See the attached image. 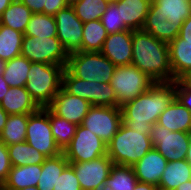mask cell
<instances>
[{"mask_svg":"<svg viewBox=\"0 0 191 190\" xmlns=\"http://www.w3.org/2000/svg\"><path fill=\"white\" fill-rule=\"evenodd\" d=\"M137 177L132 166L113 165L105 184L112 190H134Z\"/></svg>","mask_w":191,"mask_h":190,"instance_id":"836d02e7","label":"cell"},{"mask_svg":"<svg viewBox=\"0 0 191 190\" xmlns=\"http://www.w3.org/2000/svg\"><path fill=\"white\" fill-rule=\"evenodd\" d=\"M81 0H66L67 6H73L74 4L80 2Z\"/></svg>","mask_w":191,"mask_h":190,"instance_id":"816d5d0a","label":"cell"},{"mask_svg":"<svg viewBox=\"0 0 191 190\" xmlns=\"http://www.w3.org/2000/svg\"><path fill=\"white\" fill-rule=\"evenodd\" d=\"M53 190H81L79 180L70 165L59 175Z\"/></svg>","mask_w":191,"mask_h":190,"instance_id":"74e56055","label":"cell"},{"mask_svg":"<svg viewBox=\"0 0 191 190\" xmlns=\"http://www.w3.org/2000/svg\"><path fill=\"white\" fill-rule=\"evenodd\" d=\"M14 0H0V16Z\"/></svg>","mask_w":191,"mask_h":190,"instance_id":"7dc6e473","label":"cell"},{"mask_svg":"<svg viewBox=\"0 0 191 190\" xmlns=\"http://www.w3.org/2000/svg\"><path fill=\"white\" fill-rule=\"evenodd\" d=\"M79 180L81 190H93L109 176L113 161L108 155L85 162H69Z\"/></svg>","mask_w":191,"mask_h":190,"instance_id":"5bb4252c","label":"cell"},{"mask_svg":"<svg viewBox=\"0 0 191 190\" xmlns=\"http://www.w3.org/2000/svg\"><path fill=\"white\" fill-rule=\"evenodd\" d=\"M108 4L116 3L118 0H105Z\"/></svg>","mask_w":191,"mask_h":190,"instance_id":"11a10c76","label":"cell"},{"mask_svg":"<svg viewBox=\"0 0 191 190\" xmlns=\"http://www.w3.org/2000/svg\"><path fill=\"white\" fill-rule=\"evenodd\" d=\"M24 34L0 24V59L4 62L21 55Z\"/></svg>","mask_w":191,"mask_h":190,"instance_id":"f546056e","label":"cell"},{"mask_svg":"<svg viewBox=\"0 0 191 190\" xmlns=\"http://www.w3.org/2000/svg\"><path fill=\"white\" fill-rule=\"evenodd\" d=\"M82 52H101L108 33L101 20L83 23Z\"/></svg>","mask_w":191,"mask_h":190,"instance_id":"83f0119b","label":"cell"},{"mask_svg":"<svg viewBox=\"0 0 191 190\" xmlns=\"http://www.w3.org/2000/svg\"><path fill=\"white\" fill-rule=\"evenodd\" d=\"M26 5L33 13H42L44 6H46V0H20Z\"/></svg>","mask_w":191,"mask_h":190,"instance_id":"b9f144b4","label":"cell"},{"mask_svg":"<svg viewBox=\"0 0 191 190\" xmlns=\"http://www.w3.org/2000/svg\"><path fill=\"white\" fill-rule=\"evenodd\" d=\"M152 0H118L121 21L129 30H141L149 12Z\"/></svg>","mask_w":191,"mask_h":190,"instance_id":"44dd1931","label":"cell"},{"mask_svg":"<svg viewBox=\"0 0 191 190\" xmlns=\"http://www.w3.org/2000/svg\"><path fill=\"white\" fill-rule=\"evenodd\" d=\"M20 190H39V188L37 186H30V187H25L23 189Z\"/></svg>","mask_w":191,"mask_h":190,"instance_id":"db71d44e","label":"cell"},{"mask_svg":"<svg viewBox=\"0 0 191 190\" xmlns=\"http://www.w3.org/2000/svg\"><path fill=\"white\" fill-rule=\"evenodd\" d=\"M167 162V159L153 147L132 168L139 182L159 186Z\"/></svg>","mask_w":191,"mask_h":190,"instance_id":"ac0fdd59","label":"cell"},{"mask_svg":"<svg viewBox=\"0 0 191 190\" xmlns=\"http://www.w3.org/2000/svg\"><path fill=\"white\" fill-rule=\"evenodd\" d=\"M186 160L191 165V138H190V143H189V147L187 151Z\"/></svg>","mask_w":191,"mask_h":190,"instance_id":"f907efd6","label":"cell"},{"mask_svg":"<svg viewBox=\"0 0 191 190\" xmlns=\"http://www.w3.org/2000/svg\"><path fill=\"white\" fill-rule=\"evenodd\" d=\"M67 6L66 0H46L43 14L55 16V14Z\"/></svg>","mask_w":191,"mask_h":190,"instance_id":"60d3db41","label":"cell"},{"mask_svg":"<svg viewBox=\"0 0 191 190\" xmlns=\"http://www.w3.org/2000/svg\"><path fill=\"white\" fill-rule=\"evenodd\" d=\"M149 11H156V14L184 15L186 20L191 16V0H152Z\"/></svg>","mask_w":191,"mask_h":190,"instance_id":"d590c367","label":"cell"},{"mask_svg":"<svg viewBox=\"0 0 191 190\" xmlns=\"http://www.w3.org/2000/svg\"><path fill=\"white\" fill-rule=\"evenodd\" d=\"M62 88L67 93L88 101L91 106L117 107V98L110 83L83 80L74 77L65 68Z\"/></svg>","mask_w":191,"mask_h":190,"instance_id":"52a82bcc","label":"cell"},{"mask_svg":"<svg viewBox=\"0 0 191 190\" xmlns=\"http://www.w3.org/2000/svg\"><path fill=\"white\" fill-rule=\"evenodd\" d=\"M4 67H5V62L0 59V75L3 74Z\"/></svg>","mask_w":191,"mask_h":190,"instance_id":"f5cc1de1","label":"cell"},{"mask_svg":"<svg viewBox=\"0 0 191 190\" xmlns=\"http://www.w3.org/2000/svg\"><path fill=\"white\" fill-rule=\"evenodd\" d=\"M155 82H172L168 44L150 33L132 30V62Z\"/></svg>","mask_w":191,"mask_h":190,"instance_id":"7a4b0ae2","label":"cell"},{"mask_svg":"<svg viewBox=\"0 0 191 190\" xmlns=\"http://www.w3.org/2000/svg\"><path fill=\"white\" fill-rule=\"evenodd\" d=\"M122 122L121 107L91 106L81 125L107 145L118 132Z\"/></svg>","mask_w":191,"mask_h":190,"instance_id":"30bf717a","label":"cell"},{"mask_svg":"<svg viewBox=\"0 0 191 190\" xmlns=\"http://www.w3.org/2000/svg\"><path fill=\"white\" fill-rule=\"evenodd\" d=\"M134 190H159V187L149 183L137 182Z\"/></svg>","mask_w":191,"mask_h":190,"instance_id":"ee69618b","label":"cell"},{"mask_svg":"<svg viewBox=\"0 0 191 190\" xmlns=\"http://www.w3.org/2000/svg\"><path fill=\"white\" fill-rule=\"evenodd\" d=\"M176 98L175 82H155L145 93L121 106L123 123L134 131L150 134L152 125Z\"/></svg>","mask_w":191,"mask_h":190,"instance_id":"6da1fadb","label":"cell"},{"mask_svg":"<svg viewBox=\"0 0 191 190\" xmlns=\"http://www.w3.org/2000/svg\"><path fill=\"white\" fill-rule=\"evenodd\" d=\"M65 67L31 62L25 87L40 108L48 107L62 88Z\"/></svg>","mask_w":191,"mask_h":190,"instance_id":"277c9868","label":"cell"},{"mask_svg":"<svg viewBox=\"0 0 191 190\" xmlns=\"http://www.w3.org/2000/svg\"><path fill=\"white\" fill-rule=\"evenodd\" d=\"M153 147L150 134L134 131L122 122L107 144V155L115 165L133 166Z\"/></svg>","mask_w":191,"mask_h":190,"instance_id":"3957f363","label":"cell"},{"mask_svg":"<svg viewBox=\"0 0 191 190\" xmlns=\"http://www.w3.org/2000/svg\"><path fill=\"white\" fill-rule=\"evenodd\" d=\"M0 107L8 115L31 114L40 108L26 87H10L0 102Z\"/></svg>","mask_w":191,"mask_h":190,"instance_id":"ffe728a7","label":"cell"},{"mask_svg":"<svg viewBox=\"0 0 191 190\" xmlns=\"http://www.w3.org/2000/svg\"><path fill=\"white\" fill-rule=\"evenodd\" d=\"M26 142L46 158L62 153L53 138L48 107L39 108L29 115Z\"/></svg>","mask_w":191,"mask_h":190,"instance_id":"9c48e42d","label":"cell"},{"mask_svg":"<svg viewBox=\"0 0 191 190\" xmlns=\"http://www.w3.org/2000/svg\"><path fill=\"white\" fill-rule=\"evenodd\" d=\"M29 115H9L6 125L0 133V141L6 146L25 142Z\"/></svg>","mask_w":191,"mask_h":190,"instance_id":"4316f807","label":"cell"},{"mask_svg":"<svg viewBox=\"0 0 191 190\" xmlns=\"http://www.w3.org/2000/svg\"><path fill=\"white\" fill-rule=\"evenodd\" d=\"M8 114L0 107V133L6 125Z\"/></svg>","mask_w":191,"mask_h":190,"instance_id":"bcb514c9","label":"cell"},{"mask_svg":"<svg viewBox=\"0 0 191 190\" xmlns=\"http://www.w3.org/2000/svg\"><path fill=\"white\" fill-rule=\"evenodd\" d=\"M174 190H191V180H188L182 184H180L176 189Z\"/></svg>","mask_w":191,"mask_h":190,"instance_id":"c3c4849f","label":"cell"},{"mask_svg":"<svg viewBox=\"0 0 191 190\" xmlns=\"http://www.w3.org/2000/svg\"><path fill=\"white\" fill-rule=\"evenodd\" d=\"M173 81L189 78L191 75V41L177 36L168 44Z\"/></svg>","mask_w":191,"mask_h":190,"instance_id":"d6986e66","label":"cell"},{"mask_svg":"<svg viewBox=\"0 0 191 190\" xmlns=\"http://www.w3.org/2000/svg\"><path fill=\"white\" fill-rule=\"evenodd\" d=\"M115 67L101 52L76 51L69 54L65 68L74 77L110 83Z\"/></svg>","mask_w":191,"mask_h":190,"instance_id":"5b68a950","label":"cell"},{"mask_svg":"<svg viewBox=\"0 0 191 190\" xmlns=\"http://www.w3.org/2000/svg\"><path fill=\"white\" fill-rule=\"evenodd\" d=\"M176 99L191 112V80L183 78L175 80Z\"/></svg>","mask_w":191,"mask_h":190,"instance_id":"f35d334b","label":"cell"},{"mask_svg":"<svg viewBox=\"0 0 191 190\" xmlns=\"http://www.w3.org/2000/svg\"><path fill=\"white\" fill-rule=\"evenodd\" d=\"M68 165L69 161L63 152L57 156L45 158L37 185L39 190H53L59 175Z\"/></svg>","mask_w":191,"mask_h":190,"instance_id":"d4e9b609","label":"cell"},{"mask_svg":"<svg viewBox=\"0 0 191 190\" xmlns=\"http://www.w3.org/2000/svg\"><path fill=\"white\" fill-rule=\"evenodd\" d=\"M150 138L154 148L167 161H180L186 159L191 133L182 131L171 132L159 124L152 125Z\"/></svg>","mask_w":191,"mask_h":190,"instance_id":"8fae6325","label":"cell"},{"mask_svg":"<svg viewBox=\"0 0 191 190\" xmlns=\"http://www.w3.org/2000/svg\"><path fill=\"white\" fill-rule=\"evenodd\" d=\"M101 22L108 34L129 30L124 21H121L120 8L115 3L108 5L101 17Z\"/></svg>","mask_w":191,"mask_h":190,"instance_id":"8d00e7d4","label":"cell"},{"mask_svg":"<svg viewBox=\"0 0 191 190\" xmlns=\"http://www.w3.org/2000/svg\"><path fill=\"white\" fill-rule=\"evenodd\" d=\"M57 38L68 54L81 51L83 22L77 17L72 6H66L55 14Z\"/></svg>","mask_w":191,"mask_h":190,"instance_id":"4fadbf2b","label":"cell"},{"mask_svg":"<svg viewBox=\"0 0 191 190\" xmlns=\"http://www.w3.org/2000/svg\"><path fill=\"white\" fill-rule=\"evenodd\" d=\"M188 180H191V165L186 159L168 161L158 187L159 190H174Z\"/></svg>","mask_w":191,"mask_h":190,"instance_id":"cb8c5ba5","label":"cell"},{"mask_svg":"<svg viewBox=\"0 0 191 190\" xmlns=\"http://www.w3.org/2000/svg\"><path fill=\"white\" fill-rule=\"evenodd\" d=\"M31 62L24 56L14 57L5 62L3 78L10 87H25Z\"/></svg>","mask_w":191,"mask_h":190,"instance_id":"f1b7e54d","label":"cell"},{"mask_svg":"<svg viewBox=\"0 0 191 190\" xmlns=\"http://www.w3.org/2000/svg\"><path fill=\"white\" fill-rule=\"evenodd\" d=\"M90 107L91 104L88 101L67 93L63 88L48 106L54 114L75 125L82 124Z\"/></svg>","mask_w":191,"mask_h":190,"instance_id":"2e32d148","label":"cell"},{"mask_svg":"<svg viewBox=\"0 0 191 190\" xmlns=\"http://www.w3.org/2000/svg\"><path fill=\"white\" fill-rule=\"evenodd\" d=\"M21 55L30 62L66 66L69 54L57 37L24 35Z\"/></svg>","mask_w":191,"mask_h":190,"instance_id":"ba28073f","label":"cell"},{"mask_svg":"<svg viewBox=\"0 0 191 190\" xmlns=\"http://www.w3.org/2000/svg\"><path fill=\"white\" fill-rule=\"evenodd\" d=\"M63 153L69 162H88L107 155V145L96 134L78 125Z\"/></svg>","mask_w":191,"mask_h":190,"instance_id":"7c38bea8","label":"cell"},{"mask_svg":"<svg viewBox=\"0 0 191 190\" xmlns=\"http://www.w3.org/2000/svg\"><path fill=\"white\" fill-rule=\"evenodd\" d=\"M178 36L186 41H191V16L183 22Z\"/></svg>","mask_w":191,"mask_h":190,"instance_id":"7bdbcfd3","label":"cell"},{"mask_svg":"<svg viewBox=\"0 0 191 190\" xmlns=\"http://www.w3.org/2000/svg\"><path fill=\"white\" fill-rule=\"evenodd\" d=\"M93 190H112V189L110 186L106 185L105 182H102Z\"/></svg>","mask_w":191,"mask_h":190,"instance_id":"681fc988","label":"cell"},{"mask_svg":"<svg viewBox=\"0 0 191 190\" xmlns=\"http://www.w3.org/2000/svg\"><path fill=\"white\" fill-rule=\"evenodd\" d=\"M24 35L39 37H57V25L54 16L33 13Z\"/></svg>","mask_w":191,"mask_h":190,"instance_id":"d6a6232c","label":"cell"},{"mask_svg":"<svg viewBox=\"0 0 191 190\" xmlns=\"http://www.w3.org/2000/svg\"><path fill=\"white\" fill-rule=\"evenodd\" d=\"M0 190H5L3 185H0Z\"/></svg>","mask_w":191,"mask_h":190,"instance_id":"9f6ffc18","label":"cell"},{"mask_svg":"<svg viewBox=\"0 0 191 190\" xmlns=\"http://www.w3.org/2000/svg\"><path fill=\"white\" fill-rule=\"evenodd\" d=\"M7 147L12 166L42 164L46 158L42 153L30 146L26 141Z\"/></svg>","mask_w":191,"mask_h":190,"instance_id":"4dcf8cb0","label":"cell"},{"mask_svg":"<svg viewBox=\"0 0 191 190\" xmlns=\"http://www.w3.org/2000/svg\"><path fill=\"white\" fill-rule=\"evenodd\" d=\"M184 21V15L156 14V11H149L142 30L169 44L179 35Z\"/></svg>","mask_w":191,"mask_h":190,"instance_id":"9a60e30c","label":"cell"},{"mask_svg":"<svg viewBox=\"0 0 191 190\" xmlns=\"http://www.w3.org/2000/svg\"><path fill=\"white\" fill-rule=\"evenodd\" d=\"M49 120L55 143L63 152L74 137L78 125L57 116L50 109Z\"/></svg>","mask_w":191,"mask_h":190,"instance_id":"1f68e13d","label":"cell"},{"mask_svg":"<svg viewBox=\"0 0 191 190\" xmlns=\"http://www.w3.org/2000/svg\"><path fill=\"white\" fill-rule=\"evenodd\" d=\"M157 124L171 132L191 133V112L175 98L159 116Z\"/></svg>","mask_w":191,"mask_h":190,"instance_id":"7402d4cb","label":"cell"},{"mask_svg":"<svg viewBox=\"0 0 191 190\" xmlns=\"http://www.w3.org/2000/svg\"><path fill=\"white\" fill-rule=\"evenodd\" d=\"M108 5L105 0H81L72 7L77 17L85 23L88 21L101 20Z\"/></svg>","mask_w":191,"mask_h":190,"instance_id":"e575fe53","label":"cell"},{"mask_svg":"<svg viewBox=\"0 0 191 190\" xmlns=\"http://www.w3.org/2000/svg\"><path fill=\"white\" fill-rule=\"evenodd\" d=\"M33 12L20 0H14L0 16V24L24 34Z\"/></svg>","mask_w":191,"mask_h":190,"instance_id":"484cf974","label":"cell"},{"mask_svg":"<svg viewBox=\"0 0 191 190\" xmlns=\"http://www.w3.org/2000/svg\"><path fill=\"white\" fill-rule=\"evenodd\" d=\"M101 53L115 66L131 65L132 30L108 34Z\"/></svg>","mask_w":191,"mask_h":190,"instance_id":"e0dca14e","label":"cell"},{"mask_svg":"<svg viewBox=\"0 0 191 190\" xmlns=\"http://www.w3.org/2000/svg\"><path fill=\"white\" fill-rule=\"evenodd\" d=\"M9 88L10 86L8 85V83L4 80L3 76L0 75V102L8 92Z\"/></svg>","mask_w":191,"mask_h":190,"instance_id":"f6af8a7d","label":"cell"},{"mask_svg":"<svg viewBox=\"0 0 191 190\" xmlns=\"http://www.w3.org/2000/svg\"><path fill=\"white\" fill-rule=\"evenodd\" d=\"M11 168L8 147L0 141V185L7 180Z\"/></svg>","mask_w":191,"mask_h":190,"instance_id":"ab89813d","label":"cell"},{"mask_svg":"<svg viewBox=\"0 0 191 190\" xmlns=\"http://www.w3.org/2000/svg\"><path fill=\"white\" fill-rule=\"evenodd\" d=\"M154 83V80L136 66H116L110 84L117 98V107L145 93Z\"/></svg>","mask_w":191,"mask_h":190,"instance_id":"8992f818","label":"cell"},{"mask_svg":"<svg viewBox=\"0 0 191 190\" xmlns=\"http://www.w3.org/2000/svg\"><path fill=\"white\" fill-rule=\"evenodd\" d=\"M42 164L12 166L3 186L5 190H20L25 187L37 186L41 176Z\"/></svg>","mask_w":191,"mask_h":190,"instance_id":"603a6c76","label":"cell"}]
</instances>
